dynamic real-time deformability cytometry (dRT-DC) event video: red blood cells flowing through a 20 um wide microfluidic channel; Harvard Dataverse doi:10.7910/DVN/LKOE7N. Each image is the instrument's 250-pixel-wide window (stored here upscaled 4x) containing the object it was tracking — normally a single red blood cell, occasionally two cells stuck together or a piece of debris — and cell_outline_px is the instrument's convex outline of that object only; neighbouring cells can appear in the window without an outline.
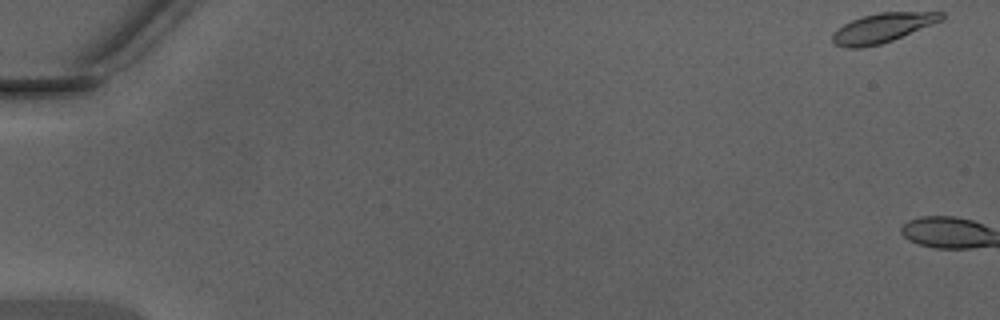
{"species": "Egyptian fruit bat (a non-hibernating species)", "species_latin": "Rousettus aegyptiacus", "temperature_condition": "warm", "stored_images_in_passage": 3, "camera_frame_rate_fps": 3000, "um_per_image_px": 0.085, "animal": {"sex": "male"}, "frame": {"image": 1, "passage_image": 1, "time_ms": 0.0, "image_size_px": [1000, 320], "cell_outline_px": [[944, 20], [892, 40], [880, 44], [860, 48], [848, 48], [836, 44], [832, 40], [832, 36], [844, 24], [852, 20], [864, 16], [880, 12], [944, 12]], "centroid_in_image_um": [75.06, 2.36], "position_along_channel_um": 9.9, "area_um2": 18.32}}